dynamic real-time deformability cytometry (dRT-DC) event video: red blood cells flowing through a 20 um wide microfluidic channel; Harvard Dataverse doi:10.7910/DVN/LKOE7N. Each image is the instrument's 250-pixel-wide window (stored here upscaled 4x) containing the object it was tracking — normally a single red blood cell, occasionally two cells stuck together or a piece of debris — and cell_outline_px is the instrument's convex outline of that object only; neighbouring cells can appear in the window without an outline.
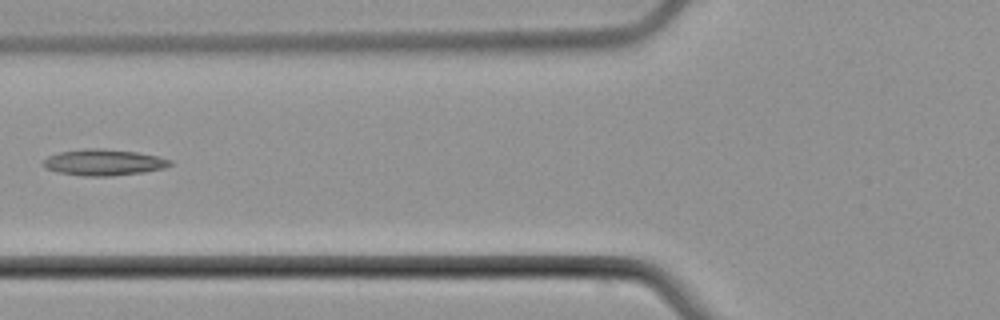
{"species": "common noctule bat (a hibernating species)", "species_latin": "Nyctalus noctula", "temperature_condition": "cold", "stored_images_in_passage": 6, "camera_frame_rate_fps": 3000, "um_per_image_px": 0.085, "animal": {"sex": "male", "body_mass_g": 21.5, "forearm_length_mm": 52.0}, "frame": {"image": 1, "passage_image": 6, "time_ms": 6.333, "image_size_px": [1000, 320], "cell_outline_px": [[172, 164], [164, 168], [144, 172], [112, 176], [84, 176], [56, 172], [44, 168], [44, 160], [48, 156], [60, 152], [84, 148], [100, 148], [136, 152], [156, 156], [172, 160]], "centroid_in_image_um": [8.8, 13.8], "position_along_channel_um": 117.0, "area_um2": 19.36}}